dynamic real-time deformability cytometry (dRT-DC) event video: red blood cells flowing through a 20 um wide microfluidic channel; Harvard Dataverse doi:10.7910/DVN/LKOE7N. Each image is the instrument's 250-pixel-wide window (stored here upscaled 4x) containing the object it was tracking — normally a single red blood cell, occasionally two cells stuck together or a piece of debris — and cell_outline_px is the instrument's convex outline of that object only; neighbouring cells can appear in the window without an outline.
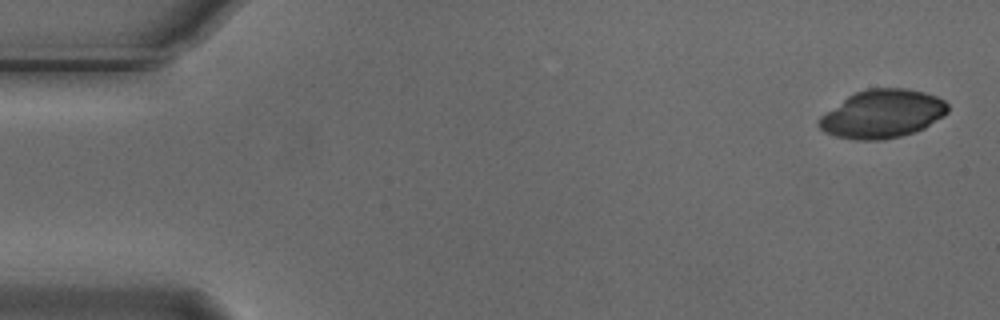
{"species": "Egyptian fruit bat (a non-hibernating species)", "species_latin": "Rousettus aegyptiacus", "temperature_condition": "cold", "stored_images_in_passage": 7, "camera_frame_rate_fps": 3000, "um_per_image_px": 0.085, "animal": {"sex": "male"}, "frame": {"image": 1, "passage_image": 1, "time_ms": 0.0, "image_size_px": [1000, 320], "cell_outline_px": [[948, 112], [944, 116], [924, 128], [916, 132], [884, 140], [856, 140], [836, 136], [824, 132], [816, 124], [820, 116], [848, 96], [856, 92], [868, 88], [908, 88], [924, 92], [936, 96], [944, 100], [948, 104]], "centroid_in_image_um": [75.01, 9.68], "position_along_channel_um": 10.0, "area_um2": 36.41}}